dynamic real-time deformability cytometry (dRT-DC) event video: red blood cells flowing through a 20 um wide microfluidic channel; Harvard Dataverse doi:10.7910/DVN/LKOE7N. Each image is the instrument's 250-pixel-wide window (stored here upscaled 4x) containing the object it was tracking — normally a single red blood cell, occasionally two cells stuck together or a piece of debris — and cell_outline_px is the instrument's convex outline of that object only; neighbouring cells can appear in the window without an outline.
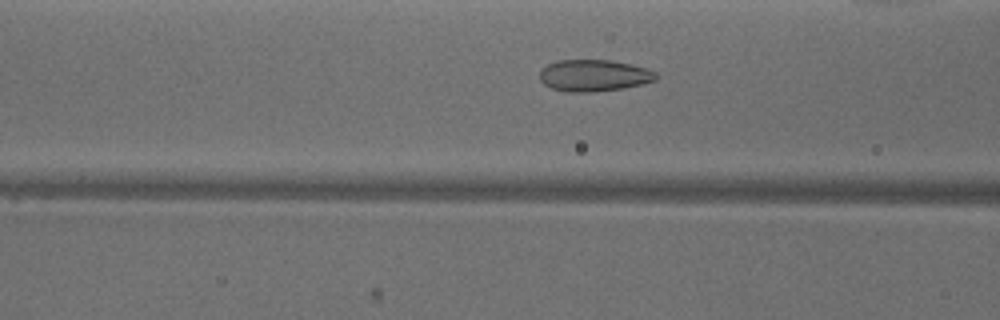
{"species": "common noctule bat (a hibernating species)", "species_latin": "Nyctalus noctula", "temperature_condition": "warm", "stored_images_in_passage": 40, "camera_frame_rate_fps": 3000, "um_per_image_px": 0.085, "animal": {"sex": "male", "body_mass_g": 18.8}, "frame": {"image": 1, "passage_image": 19, "time_ms": 6.0, "image_size_px": [1000, 320], "cell_outline_px": [[656, 80], [624, 88], [592, 92], [568, 92], [552, 88], [544, 84], [540, 80], [540, 68], [556, 60], [612, 60], [632, 64], [648, 68], [656, 72]], "centroid_in_image_um": [50.47, 6.41], "position_along_channel_um": 116.1, "area_um2": 21.62}}
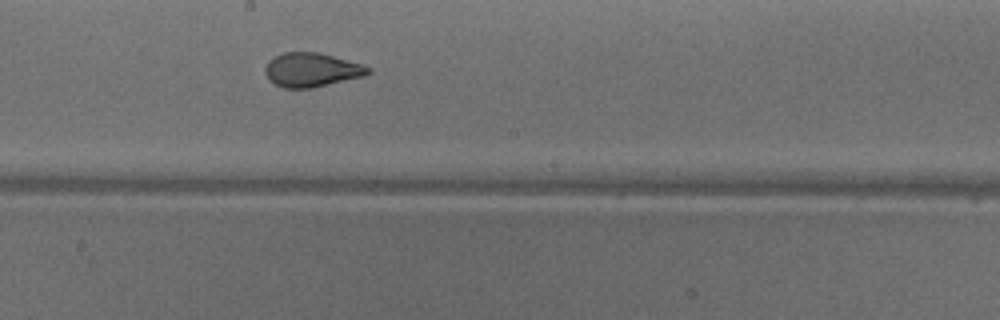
{"frame": {"image": 2, "passage_image": 27, "time_ms": 8.667, "image_size_px": [1000, 320], "cell_outline_px": [[372, 72], [364, 76], [312, 88], [284, 88], [268, 80], [264, 72], [264, 68], [268, 60], [284, 52], [320, 52], [360, 64], [372, 68]], "centroid_in_image_um": [26.46, 5.94], "position_along_channel_um": 221.7, "area_um2": 20.46}}
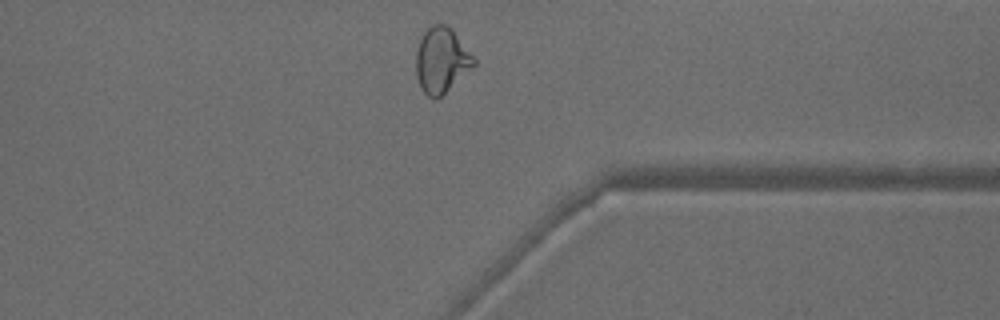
{"frame": {"image": 3, "passage_image": 39, "time_ms": 12.667, "image_size_px": [1000, 320], "cell_outline_px": [[476, 64], [436, 100], [432, 100], [424, 92], [416, 76], [416, 52], [420, 40], [424, 32], [432, 24], [448, 24], [452, 28], [476, 60]], "centroid_in_image_um": [37.52, 5.1], "position_along_channel_um": 373.9, "area_um2": 21.85}, "authors_computed_cell_mechanics": {"area_um2": 21.7328, "velocity_mm_per_s": 3.9525, "shape_relaxation_time_tau1_ms": 11.1362, "shape_relaxation_time_tau2_ms": 0.7683, "deformation_change_tau1": 0.2426, "deformation_change_tau2": 0.0661}}